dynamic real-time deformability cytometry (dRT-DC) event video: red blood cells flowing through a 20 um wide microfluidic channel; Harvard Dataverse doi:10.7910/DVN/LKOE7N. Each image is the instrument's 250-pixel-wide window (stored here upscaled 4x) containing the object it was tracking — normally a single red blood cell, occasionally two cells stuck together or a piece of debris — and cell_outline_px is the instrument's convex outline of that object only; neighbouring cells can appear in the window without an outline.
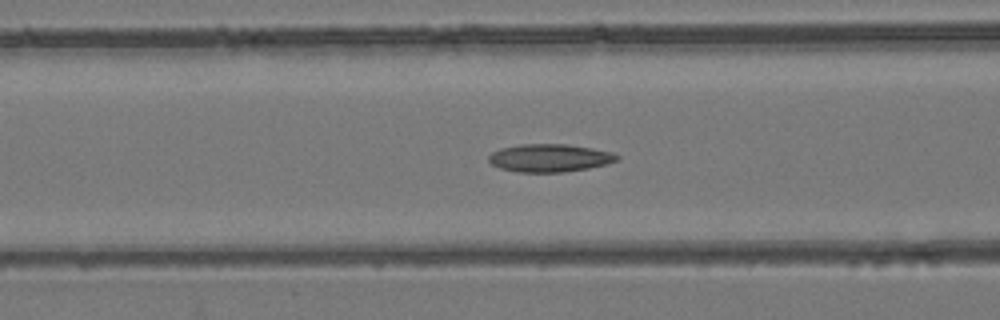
{"species": "common noctule bat (a hibernating species)", "species_latin": "Nyctalus noctula", "temperature_condition": "room temperature", "stored_images_in_passage": 53, "camera_frame_rate_fps": 3000, "um_per_image_px": 0.085, "animal": {"sex": "female", "body_mass_g": 24.6, "forearm_length_mm": 56.2}, "frame": {"image": 1, "passage_image": 21, "time_ms": 6.667, "image_size_px": [1000, 320], "cell_outline_px": [[620, 160], [608, 164], [588, 168], [560, 172], [520, 172], [500, 168], [492, 164], [488, 160], [488, 156], [492, 152], [500, 148], [520, 144], [568, 144], [592, 148], [612, 152], [620, 156]], "centroid_in_image_um": [46.74, 13.42], "position_along_channel_um": 119.9, "area_um2": 20.92}}
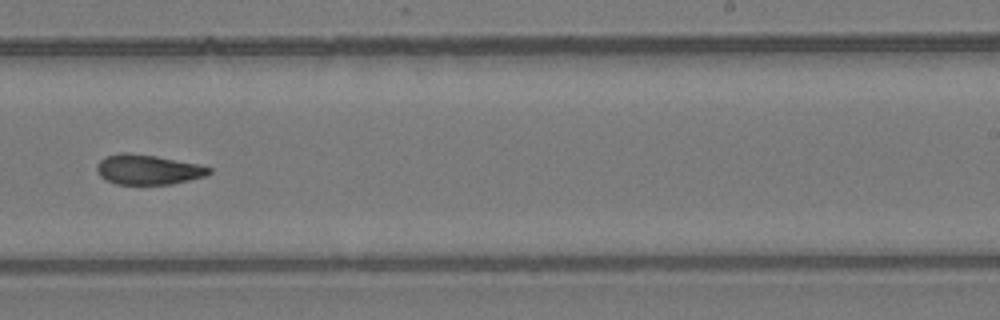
{"frame": {"image": 2, "passage_image": 33, "time_ms": 10.667, "image_size_px": [1000, 320], "cell_outline_px": [[212, 172], [204, 176], [172, 184], [116, 184], [100, 176], [96, 168], [96, 164], [104, 156], [120, 152], [128, 152], [156, 156], [200, 164], [212, 168]], "centroid_in_image_um": [12.57, 14.4], "position_along_channel_um": 276.4, "area_um2": 19.65}}
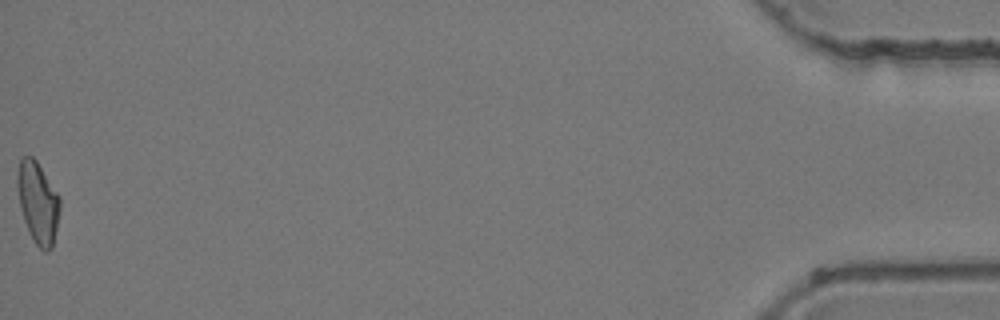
{"frame": {"image": 3, "passage_image": 53, "time_ms": 17.333, "image_size_px": [1000, 320], "cell_outline_px": [[60, 208], [52, 248], [48, 252], [44, 252], [32, 240], [28, 232], [20, 208], [16, 184], [16, 176], [20, 160], [24, 156], [32, 156], [36, 160], [60, 196]], "centroid_in_image_um": [3.21, 17.22], "position_along_channel_um": 432.0, "area_um2": 20.35}, "authors_computed_cell_mechanics": {"area_um2": 20.1144, "velocity_mm_per_s": 3.914, "shape_relaxation_time_tau1_ms": null, "shape_relaxation_time_tau2_ms": 2.9026, "deformation_change_tau1": null, "deformation_change_tau2": 0.1007}}